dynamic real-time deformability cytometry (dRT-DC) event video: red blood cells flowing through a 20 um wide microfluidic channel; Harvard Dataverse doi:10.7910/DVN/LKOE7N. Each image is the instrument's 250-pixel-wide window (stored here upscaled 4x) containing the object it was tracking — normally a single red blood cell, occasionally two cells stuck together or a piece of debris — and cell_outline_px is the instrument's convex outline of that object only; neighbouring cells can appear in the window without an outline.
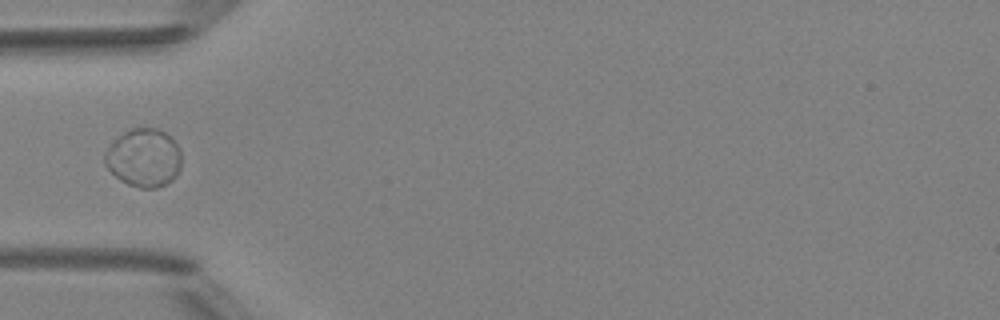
{"species": "Egyptian fruit bat (a non-hibernating species)", "species_latin": "Rousettus aegyptiacus", "temperature_condition": "room temperature", "stored_images_in_passage": 4, "camera_frame_rate_fps": 3000, "um_per_image_px": 0.085, "animal": {"sex": "female"}, "frame": {"image": 1, "passage_image": 4, "time_ms": 4.333, "image_size_px": [1000, 320], "cell_outline_px": [[180, 168], [176, 176], [172, 180], [156, 188], [140, 188], [128, 184], [120, 180], [104, 164], [104, 152], [124, 132], [132, 128], [156, 128], [172, 136], [180, 148]], "centroid_in_image_um": [12.24, 13.41], "position_along_channel_um": 72.8, "area_um2": 25.95}}